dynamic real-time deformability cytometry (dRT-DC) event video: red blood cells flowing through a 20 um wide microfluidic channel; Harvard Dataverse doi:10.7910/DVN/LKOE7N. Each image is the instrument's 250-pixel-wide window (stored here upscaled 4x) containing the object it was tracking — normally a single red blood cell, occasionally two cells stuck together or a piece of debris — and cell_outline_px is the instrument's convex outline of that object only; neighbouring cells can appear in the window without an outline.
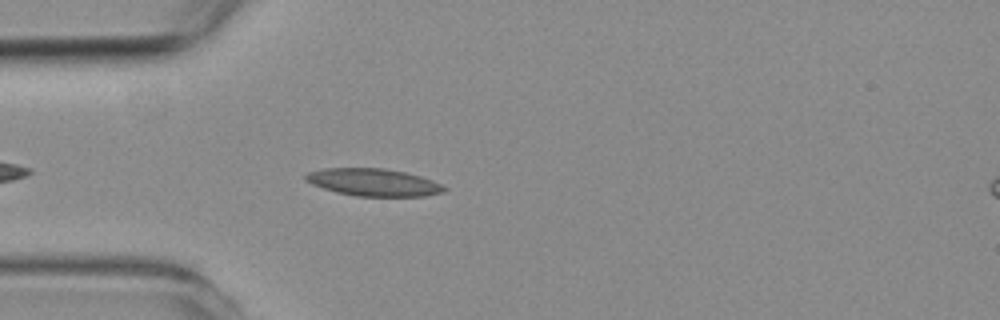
{"species": "common noctule bat (a hibernating species)", "species_latin": "Nyctalus noctula", "temperature_condition": "room temperature", "stored_images_in_passage": 30, "camera_frame_rate_fps": 3000, "um_per_image_px": 0.085, "animal": {"sex": "female", "body_mass_g": 19.3, "forearm_length_mm": 54.1}, "frame": {"image": 1, "passage_image": 5, "time_ms": 1.333, "image_size_px": [1000, 320], "cell_outline_px": [[448, 188], [444, 192], [424, 196], [356, 196], [336, 192], [312, 184], [304, 180], [304, 176], [308, 172], [324, 168], [384, 168], [404, 172], [420, 176], [432, 180]], "centroid_in_image_um": [31.73, 15.49], "position_along_channel_um": 53.3, "area_um2": 22.08}}
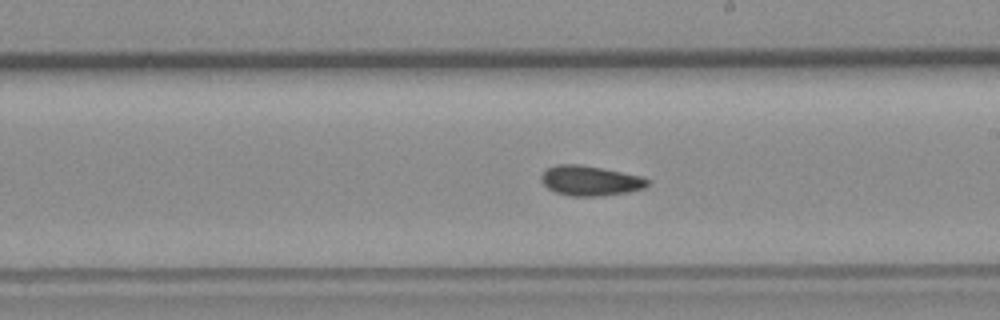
{"frame": {"image": 2, "passage_image": 17, "time_ms": 5.333, "image_size_px": [1000, 320], "cell_outline_px": [[652, 180], [644, 188], [628, 192], [600, 196], [568, 196], [556, 192], [548, 188], [540, 180], [540, 176], [548, 168], [556, 164], [580, 164], [604, 168], [644, 176]], "centroid_in_image_um": [50.2, 15.35], "position_along_channel_um": 238.8, "area_um2": 18.84}}
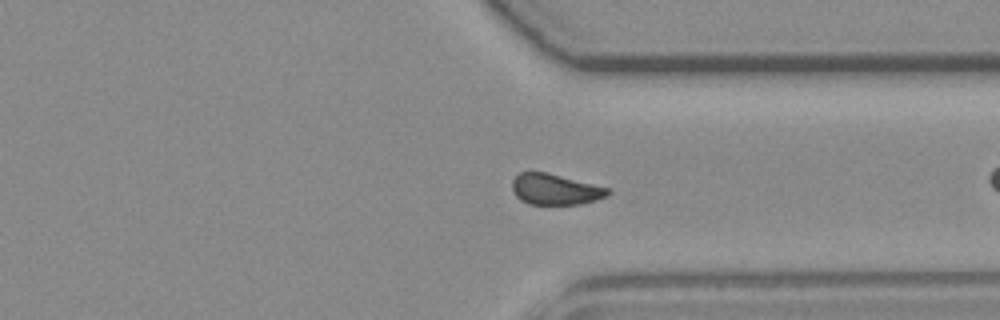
{"frame": {"image": 3, "passage_image": 27, "time_ms": 8.667, "image_size_px": [1000, 320], "cell_outline_px": [[612, 192], [608, 196], [596, 200], [580, 204], [528, 204], [520, 200], [516, 196], [512, 188], [512, 180], [520, 172], [544, 172], [608, 188]], "centroid_in_image_um": [47.18, 16.11], "position_along_channel_um": 364.2, "area_um2": 16.99}}